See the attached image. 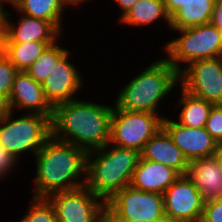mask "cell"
Instances as JSON below:
<instances>
[{"instance_id":"9a60e30c","label":"cell","mask_w":222,"mask_h":222,"mask_svg":"<svg viewBox=\"0 0 222 222\" xmlns=\"http://www.w3.org/2000/svg\"><path fill=\"white\" fill-rule=\"evenodd\" d=\"M21 18L17 24L9 19L7 12L5 30L0 43H23L28 41H58L63 35L50 21L29 17L19 13Z\"/></svg>"},{"instance_id":"6da1fadb","label":"cell","mask_w":222,"mask_h":222,"mask_svg":"<svg viewBox=\"0 0 222 222\" xmlns=\"http://www.w3.org/2000/svg\"><path fill=\"white\" fill-rule=\"evenodd\" d=\"M113 106L87 100L63 102L53 107L51 136L87 152L110 142Z\"/></svg>"},{"instance_id":"83f0119b","label":"cell","mask_w":222,"mask_h":222,"mask_svg":"<svg viewBox=\"0 0 222 222\" xmlns=\"http://www.w3.org/2000/svg\"><path fill=\"white\" fill-rule=\"evenodd\" d=\"M201 222H222V198L204 203Z\"/></svg>"},{"instance_id":"d6986e66","label":"cell","mask_w":222,"mask_h":222,"mask_svg":"<svg viewBox=\"0 0 222 222\" xmlns=\"http://www.w3.org/2000/svg\"><path fill=\"white\" fill-rule=\"evenodd\" d=\"M12 6L18 13L50 21L63 32V14L68 6L63 0H17Z\"/></svg>"},{"instance_id":"484cf974","label":"cell","mask_w":222,"mask_h":222,"mask_svg":"<svg viewBox=\"0 0 222 222\" xmlns=\"http://www.w3.org/2000/svg\"><path fill=\"white\" fill-rule=\"evenodd\" d=\"M18 70L0 49V93L8 100Z\"/></svg>"},{"instance_id":"4316f807","label":"cell","mask_w":222,"mask_h":222,"mask_svg":"<svg viewBox=\"0 0 222 222\" xmlns=\"http://www.w3.org/2000/svg\"><path fill=\"white\" fill-rule=\"evenodd\" d=\"M205 129L217 143L222 142V104L212 106Z\"/></svg>"},{"instance_id":"7402d4cb","label":"cell","mask_w":222,"mask_h":222,"mask_svg":"<svg viewBox=\"0 0 222 222\" xmlns=\"http://www.w3.org/2000/svg\"><path fill=\"white\" fill-rule=\"evenodd\" d=\"M56 41H28L23 43H0V49L18 71H26L43 51Z\"/></svg>"},{"instance_id":"f1b7e54d","label":"cell","mask_w":222,"mask_h":222,"mask_svg":"<svg viewBox=\"0 0 222 222\" xmlns=\"http://www.w3.org/2000/svg\"><path fill=\"white\" fill-rule=\"evenodd\" d=\"M18 160L0 146V180L9 174L13 167L17 165Z\"/></svg>"},{"instance_id":"8992f818","label":"cell","mask_w":222,"mask_h":222,"mask_svg":"<svg viewBox=\"0 0 222 222\" xmlns=\"http://www.w3.org/2000/svg\"><path fill=\"white\" fill-rule=\"evenodd\" d=\"M13 113L10 111L0 119V146L17 160L28 151L35 156L51 136L50 119L36 113H26L14 119Z\"/></svg>"},{"instance_id":"7a4b0ae2","label":"cell","mask_w":222,"mask_h":222,"mask_svg":"<svg viewBox=\"0 0 222 222\" xmlns=\"http://www.w3.org/2000/svg\"><path fill=\"white\" fill-rule=\"evenodd\" d=\"M88 152L50 136L36 153L34 198L85 186ZM83 179V180H82Z\"/></svg>"},{"instance_id":"836d02e7","label":"cell","mask_w":222,"mask_h":222,"mask_svg":"<svg viewBox=\"0 0 222 222\" xmlns=\"http://www.w3.org/2000/svg\"><path fill=\"white\" fill-rule=\"evenodd\" d=\"M10 111L8 99L0 93V119Z\"/></svg>"},{"instance_id":"ac0fdd59","label":"cell","mask_w":222,"mask_h":222,"mask_svg":"<svg viewBox=\"0 0 222 222\" xmlns=\"http://www.w3.org/2000/svg\"><path fill=\"white\" fill-rule=\"evenodd\" d=\"M142 159L152 160L172 167L181 175H186L188 160L173 143L168 132L161 127L144 145L140 152Z\"/></svg>"},{"instance_id":"ba28073f","label":"cell","mask_w":222,"mask_h":222,"mask_svg":"<svg viewBox=\"0 0 222 222\" xmlns=\"http://www.w3.org/2000/svg\"><path fill=\"white\" fill-rule=\"evenodd\" d=\"M164 118L154 113L113 106L109 144L141 152L146 142L162 127Z\"/></svg>"},{"instance_id":"5bb4252c","label":"cell","mask_w":222,"mask_h":222,"mask_svg":"<svg viewBox=\"0 0 222 222\" xmlns=\"http://www.w3.org/2000/svg\"><path fill=\"white\" fill-rule=\"evenodd\" d=\"M10 110H27V113H36L47 116L50 120L53 107L46 100L41 83L36 82L26 71H18L15 76L9 96Z\"/></svg>"},{"instance_id":"44dd1931","label":"cell","mask_w":222,"mask_h":222,"mask_svg":"<svg viewBox=\"0 0 222 222\" xmlns=\"http://www.w3.org/2000/svg\"><path fill=\"white\" fill-rule=\"evenodd\" d=\"M165 20L170 29V16L167 14L163 0H138L128 12L118 19L123 25H150L161 19ZM157 20V21H156Z\"/></svg>"},{"instance_id":"4dcf8cb0","label":"cell","mask_w":222,"mask_h":222,"mask_svg":"<svg viewBox=\"0 0 222 222\" xmlns=\"http://www.w3.org/2000/svg\"><path fill=\"white\" fill-rule=\"evenodd\" d=\"M170 18L189 0H163Z\"/></svg>"},{"instance_id":"8d00e7d4","label":"cell","mask_w":222,"mask_h":222,"mask_svg":"<svg viewBox=\"0 0 222 222\" xmlns=\"http://www.w3.org/2000/svg\"><path fill=\"white\" fill-rule=\"evenodd\" d=\"M68 6H79L83 3H85L84 1H87V0H63Z\"/></svg>"},{"instance_id":"f546056e","label":"cell","mask_w":222,"mask_h":222,"mask_svg":"<svg viewBox=\"0 0 222 222\" xmlns=\"http://www.w3.org/2000/svg\"><path fill=\"white\" fill-rule=\"evenodd\" d=\"M210 23L221 30L222 36V0H216Z\"/></svg>"},{"instance_id":"5b68a950","label":"cell","mask_w":222,"mask_h":222,"mask_svg":"<svg viewBox=\"0 0 222 222\" xmlns=\"http://www.w3.org/2000/svg\"><path fill=\"white\" fill-rule=\"evenodd\" d=\"M174 31H179L180 36L165 44V59L178 72L184 68L183 63L222 57L221 30L211 23Z\"/></svg>"},{"instance_id":"d4e9b609","label":"cell","mask_w":222,"mask_h":222,"mask_svg":"<svg viewBox=\"0 0 222 222\" xmlns=\"http://www.w3.org/2000/svg\"><path fill=\"white\" fill-rule=\"evenodd\" d=\"M31 205L18 222H58L52 205L45 198H31Z\"/></svg>"},{"instance_id":"ffe728a7","label":"cell","mask_w":222,"mask_h":222,"mask_svg":"<svg viewBox=\"0 0 222 222\" xmlns=\"http://www.w3.org/2000/svg\"><path fill=\"white\" fill-rule=\"evenodd\" d=\"M216 0H189L170 18V29L179 30L208 24Z\"/></svg>"},{"instance_id":"74e56055","label":"cell","mask_w":222,"mask_h":222,"mask_svg":"<svg viewBox=\"0 0 222 222\" xmlns=\"http://www.w3.org/2000/svg\"><path fill=\"white\" fill-rule=\"evenodd\" d=\"M2 1L10 5H13L17 0H2Z\"/></svg>"},{"instance_id":"d590c367","label":"cell","mask_w":222,"mask_h":222,"mask_svg":"<svg viewBox=\"0 0 222 222\" xmlns=\"http://www.w3.org/2000/svg\"><path fill=\"white\" fill-rule=\"evenodd\" d=\"M128 222H135V221H128ZM137 222H173L171 221L166 215L160 217L158 219H153L152 221H137Z\"/></svg>"},{"instance_id":"603a6c76","label":"cell","mask_w":222,"mask_h":222,"mask_svg":"<svg viewBox=\"0 0 222 222\" xmlns=\"http://www.w3.org/2000/svg\"><path fill=\"white\" fill-rule=\"evenodd\" d=\"M178 101L181 106L177 123L186 127L203 128L209 116V112L214 105L204 99L191 95L181 88V94Z\"/></svg>"},{"instance_id":"30bf717a","label":"cell","mask_w":222,"mask_h":222,"mask_svg":"<svg viewBox=\"0 0 222 222\" xmlns=\"http://www.w3.org/2000/svg\"><path fill=\"white\" fill-rule=\"evenodd\" d=\"M180 88L198 98L222 104V57L200 59L179 72Z\"/></svg>"},{"instance_id":"3957f363","label":"cell","mask_w":222,"mask_h":222,"mask_svg":"<svg viewBox=\"0 0 222 222\" xmlns=\"http://www.w3.org/2000/svg\"><path fill=\"white\" fill-rule=\"evenodd\" d=\"M140 152L109 142L88 152L85 186L107 202L116 192L131 184Z\"/></svg>"},{"instance_id":"4fadbf2b","label":"cell","mask_w":222,"mask_h":222,"mask_svg":"<svg viewBox=\"0 0 222 222\" xmlns=\"http://www.w3.org/2000/svg\"><path fill=\"white\" fill-rule=\"evenodd\" d=\"M162 127L168 132L173 143L182 151L188 162L197 158L214 156L217 142L205 127H186L168 117L163 119Z\"/></svg>"},{"instance_id":"2e32d148","label":"cell","mask_w":222,"mask_h":222,"mask_svg":"<svg viewBox=\"0 0 222 222\" xmlns=\"http://www.w3.org/2000/svg\"><path fill=\"white\" fill-rule=\"evenodd\" d=\"M186 175L201 193L204 203L222 198V168L214 156L189 162Z\"/></svg>"},{"instance_id":"cb8c5ba5","label":"cell","mask_w":222,"mask_h":222,"mask_svg":"<svg viewBox=\"0 0 222 222\" xmlns=\"http://www.w3.org/2000/svg\"><path fill=\"white\" fill-rule=\"evenodd\" d=\"M57 42L49 45L41 56L26 70V73L38 83L42 84L46 80L56 63L69 51L59 46Z\"/></svg>"},{"instance_id":"d6a6232c","label":"cell","mask_w":222,"mask_h":222,"mask_svg":"<svg viewBox=\"0 0 222 222\" xmlns=\"http://www.w3.org/2000/svg\"><path fill=\"white\" fill-rule=\"evenodd\" d=\"M5 2L0 0V38L4 33L8 10H4Z\"/></svg>"},{"instance_id":"e0dca14e","label":"cell","mask_w":222,"mask_h":222,"mask_svg":"<svg viewBox=\"0 0 222 222\" xmlns=\"http://www.w3.org/2000/svg\"><path fill=\"white\" fill-rule=\"evenodd\" d=\"M180 175L181 174L172 167L140 157L130 185L142 191L155 192L163 195L165 190L174 183Z\"/></svg>"},{"instance_id":"277c9868","label":"cell","mask_w":222,"mask_h":222,"mask_svg":"<svg viewBox=\"0 0 222 222\" xmlns=\"http://www.w3.org/2000/svg\"><path fill=\"white\" fill-rule=\"evenodd\" d=\"M119 92L116 108L158 114L164 100L179 84V72L165 59H156Z\"/></svg>"},{"instance_id":"52a82bcc","label":"cell","mask_w":222,"mask_h":222,"mask_svg":"<svg viewBox=\"0 0 222 222\" xmlns=\"http://www.w3.org/2000/svg\"><path fill=\"white\" fill-rule=\"evenodd\" d=\"M165 215L164 197L131 185L116 192L106 202L107 222L152 221Z\"/></svg>"},{"instance_id":"7c38bea8","label":"cell","mask_w":222,"mask_h":222,"mask_svg":"<svg viewBox=\"0 0 222 222\" xmlns=\"http://www.w3.org/2000/svg\"><path fill=\"white\" fill-rule=\"evenodd\" d=\"M70 55L68 51L41 84L45 98L52 107L76 100L73 96L82 88L84 80L77 67L69 61Z\"/></svg>"},{"instance_id":"8fae6325","label":"cell","mask_w":222,"mask_h":222,"mask_svg":"<svg viewBox=\"0 0 222 222\" xmlns=\"http://www.w3.org/2000/svg\"><path fill=\"white\" fill-rule=\"evenodd\" d=\"M164 212L173 222H201L204 201L187 175L180 177L164 192Z\"/></svg>"},{"instance_id":"1f68e13d","label":"cell","mask_w":222,"mask_h":222,"mask_svg":"<svg viewBox=\"0 0 222 222\" xmlns=\"http://www.w3.org/2000/svg\"><path fill=\"white\" fill-rule=\"evenodd\" d=\"M117 5L120 8V11H122V15H120L119 19L123 17L128 10L132 8V6L138 1V0H114Z\"/></svg>"},{"instance_id":"e575fe53","label":"cell","mask_w":222,"mask_h":222,"mask_svg":"<svg viewBox=\"0 0 222 222\" xmlns=\"http://www.w3.org/2000/svg\"><path fill=\"white\" fill-rule=\"evenodd\" d=\"M214 157L217 159L222 168V142H218L216 144Z\"/></svg>"},{"instance_id":"9c48e42d","label":"cell","mask_w":222,"mask_h":222,"mask_svg":"<svg viewBox=\"0 0 222 222\" xmlns=\"http://www.w3.org/2000/svg\"><path fill=\"white\" fill-rule=\"evenodd\" d=\"M58 222H106V202L86 186L45 198Z\"/></svg>"}]
</instances>
